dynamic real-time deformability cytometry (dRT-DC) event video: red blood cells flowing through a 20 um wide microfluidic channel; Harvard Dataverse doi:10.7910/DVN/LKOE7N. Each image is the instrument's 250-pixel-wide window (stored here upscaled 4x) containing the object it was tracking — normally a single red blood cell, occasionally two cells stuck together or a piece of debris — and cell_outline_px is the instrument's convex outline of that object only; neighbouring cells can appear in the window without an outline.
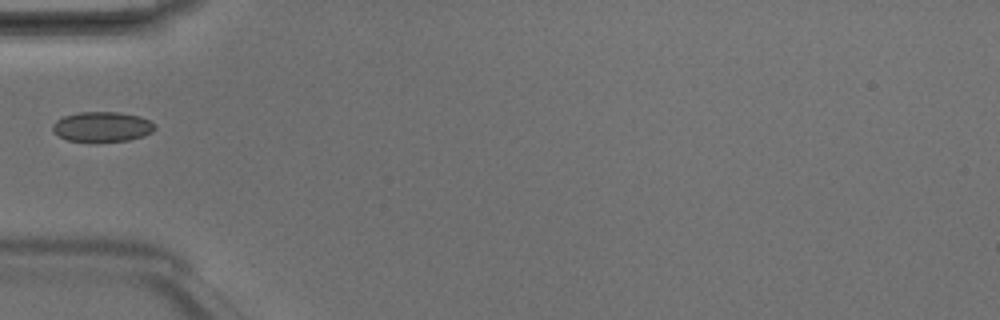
{"species": "Egyptian fruit bat (a non-hibernating species)", "species_latin": "Rousettus aegyptiacus", "temperature_condition": "room temperature", "stored_images_in_passage": 5, "camera_frame_rate_fps": 3000, "um_per_image_px": 0.085, "animal": {"sex": "male"}, "frame": {"image": 1, "passage_image": 5, "time_ms": 1.333, "image_size_px": [1000, 320], "cell_outline_px": [[156, 128], [152, 132], [144, 136], [128, 140], [68, 140], [52, 132], [52, 124], [56, 120], [64, 116], [80, 112], [120, 112], [140, 116], [156, 124]], "centroid_in_image_um": [8.7, 10.75], "position_along_channel_um": 76.3, "area_um2": 17.63}}